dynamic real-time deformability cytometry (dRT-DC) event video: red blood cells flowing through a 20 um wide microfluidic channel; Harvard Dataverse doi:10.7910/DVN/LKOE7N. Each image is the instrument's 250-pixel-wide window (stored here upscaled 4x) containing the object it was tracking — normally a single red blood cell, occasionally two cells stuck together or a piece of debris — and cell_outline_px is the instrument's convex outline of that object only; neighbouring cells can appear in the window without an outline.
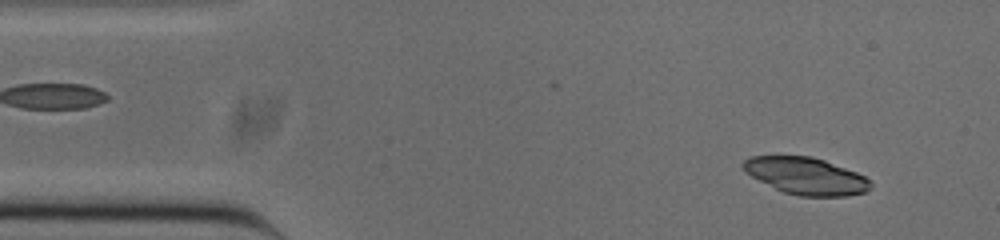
{"species": "common noctule bat (a hibernating species)", "species_latin": "Nyctalus noctula", "temperature_condition": "cold", "stored_images_in_passage": 52, "camera_frame_rate_fps": 3000, "um_per_image_px": 0.085, "animal": {"sex": "male", "body_mass_g": 20.0, "forearm_length_mm": 53.3}, "frame": {"image": 1, "passage_image": 5, "time_ms": 1.333, "image_size_px": [1000, 240], "cell_outline_px": [[872, 188], [864, 192], [848, 196], [800, 196], [784, 192], [744, 172], [740, 164], [744, 160], [752, 156], [812, 156], [824, 160], [856, 172], [864, 176], [872, 184]], "centroid_in_image_um": [68.5, 14.95], "position_along_channel_um": 16.5, "area_um2": 27.28}}